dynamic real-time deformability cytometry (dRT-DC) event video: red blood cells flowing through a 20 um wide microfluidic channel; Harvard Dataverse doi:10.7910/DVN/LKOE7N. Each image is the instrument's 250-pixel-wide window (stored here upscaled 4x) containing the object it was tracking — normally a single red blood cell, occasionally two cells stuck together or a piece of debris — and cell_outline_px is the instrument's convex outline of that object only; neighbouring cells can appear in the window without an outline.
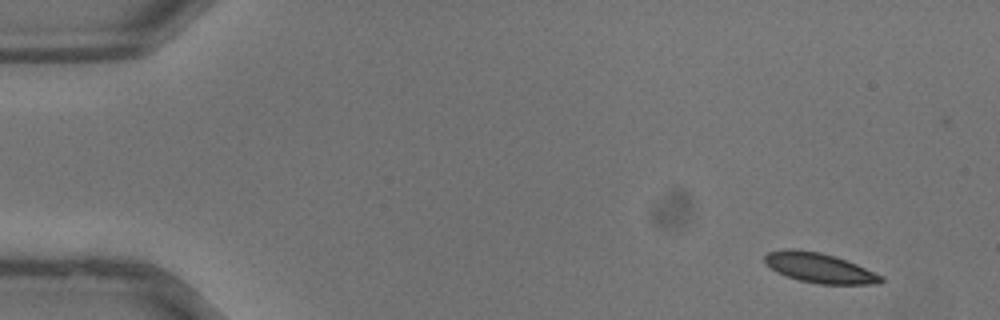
{"species": "common noctule bat (a hibernating species)", "species_latin": "Nyctalus noctula", "temperature_condition": "warm", "stored_images_in_passage": 35, "camera_frame_rate_fps": 3000, "um_per_image_px": 0.085, "animal": {"sex": "male", "body_mass_g": 13.3}, "frame": {"image": 1, "passage_image": 1, "time_ms": 0.0, "image_size_px": [1000, 320], "cell_outline_px": [[884, 280], [880, 284], [820, 284], [800, 280], [776, 272], [764, 264], [764, 256], [768, 252], [788, 248], [792, 248], [820, 252], [836, 256], [856, 264], [884, 276]], "centroid_in_image_um": [69.65, 22.76], "position_along_channel_um": 15.4, "area_um2": 20.35}}
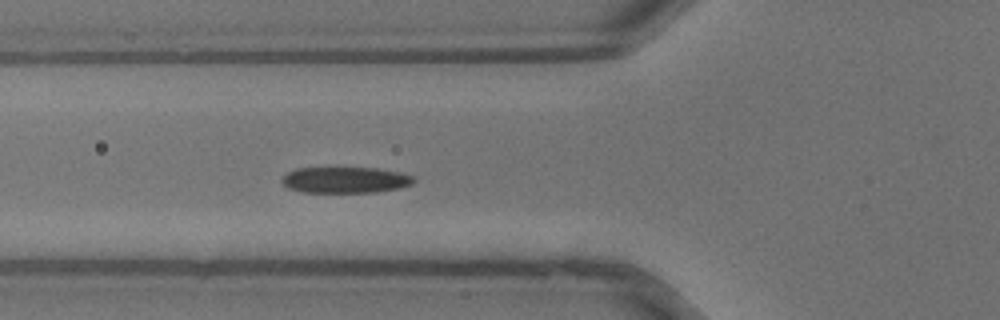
{"frame": {"image": 2, "passage_image": 12, "time_ms": 3.667, "image_size_px": [1000, 320], "cell_outline_px": [[416, 180], [412, 184], [400, 188], [376, 192], [304, 192], [288, 188], [280, 180], [288, 172], [296, 168], [376, 168], [400, 172], [412, 176]], "centroid_in_image_um": [29.36, 15.29], "position_along_channel_um": 96.4, "area_um2": 20.0}}
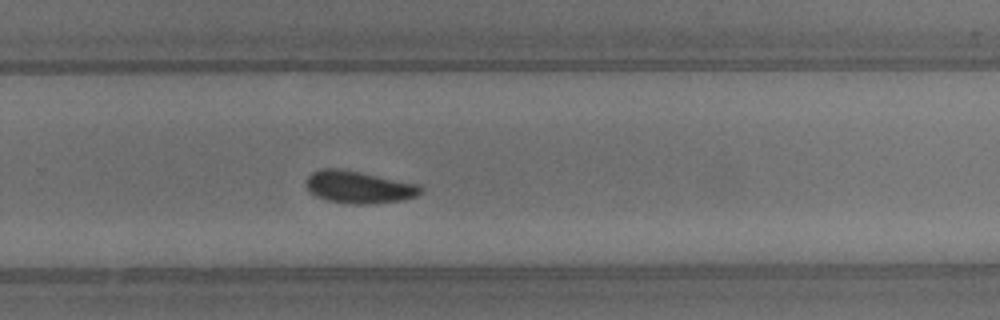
{"frame": {"image": 3, "passage_image": 23, "time_ms": 7.333, "image_size_px": [1000, 320], "cell_outline_px": [[424, 188], [416, 196], [400, 200], [364, 204], [352, 204], [328, 200], [316, 196], [308, 192], [304, 184], [304, 180], [312, 172], [324, 168], [336, 168], [360, 172], [420, 184]], "centroid_in_image_um": [30.45, 15.89], "position_along_channel_um": 299.3, "area_um2": 21.56}}